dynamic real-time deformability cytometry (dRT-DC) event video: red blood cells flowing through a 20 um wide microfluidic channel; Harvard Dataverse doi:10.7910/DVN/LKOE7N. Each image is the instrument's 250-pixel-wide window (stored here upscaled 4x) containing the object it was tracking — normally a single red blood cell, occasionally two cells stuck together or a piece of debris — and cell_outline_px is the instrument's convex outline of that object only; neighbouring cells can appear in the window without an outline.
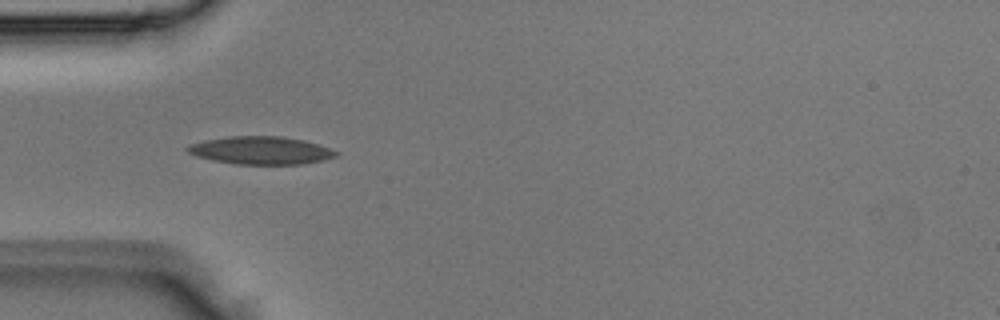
{"species": "Egyptian fruit bat (a non-hibernating species)", "species_latin": "Rousettus aegyptiacus", "temperature_condition": "room temperature", "stored_images_in_passage": 2, "camera_frame_rate_fps": 3000, "um_per_image_px": 0.085, "animal": {"sex": "male"}, "frame": {"image": 1, "passage_image": 2, "time_ms": 0.333, "image_size_px": [1000, 320], "cell_outline_px": [[340, 152], [336, 156], [304, 164], [236, 164], [196, 156], [188, 152], [184, 148], [188, 144], [204, 140], [228, 136], [280, 136], [304, 140]], "centroid_in_image_um": [22.13, 12.77], "position_along_channel_um": 62.9, "area_um2": 23.93}}